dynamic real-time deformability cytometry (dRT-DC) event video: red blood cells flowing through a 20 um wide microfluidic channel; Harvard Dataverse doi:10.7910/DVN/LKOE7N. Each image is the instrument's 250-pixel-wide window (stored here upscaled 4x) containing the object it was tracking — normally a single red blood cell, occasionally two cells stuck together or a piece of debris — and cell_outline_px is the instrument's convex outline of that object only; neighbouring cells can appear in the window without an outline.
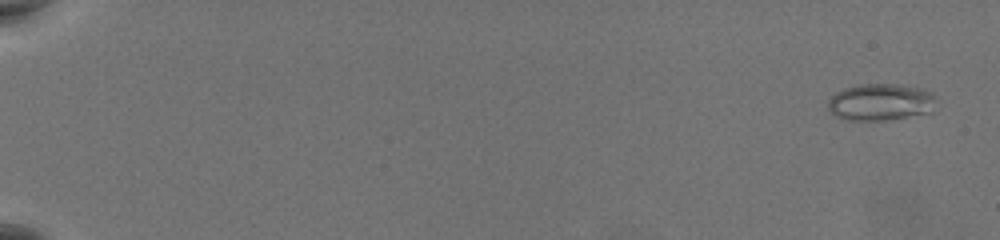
{"species": "common noctule bat (a hibernating species)", "species_latin": "Nyctalus noctula", "temperature_condition": "warm", "stored_images_in_passage": 33, "camera_frame_rate_fps": 3000, "um_per_image_px": 0.085, "animal": {"sex": "female", "body_mass_g": 19.5, "forearm_length_mm": 54.1}, "frame": {"image": 1, "passage_image": 1, "time_ms": 0.0, "image_size_px": [1000, 240], "cell_outline_px": [[936, 96], [932, 112], [884, 120], [848, 120], [836, 116], [828, 108], [828, 100], [836, 92], [844, 88], [860, 84], [900, 84], [920, 88], [932, 92]], "centroid_in_image_um": [74.86, 8.67], "position_along_channel_um": 10.1, "area_um2": 23.24}}
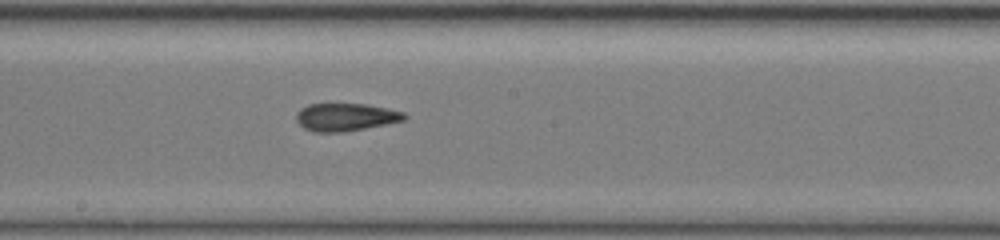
{"frame": {"image": 2, "passage_image": 17, "time_ms": 5.333, "image_size_px": [1000, 240], "cell_outline_px": [[408, 116], [404, 120], [364, 128], [340, 132], [312, 132], [304, 128], [296, 120], [296, 112], [300, 108], [308, 104], [368, 104], [388, 108], [404, 112]], "centroid_in_image_um": [29.36, 9.94], "position_along_channel_um": 218.8, "area_um2": 17.46}}
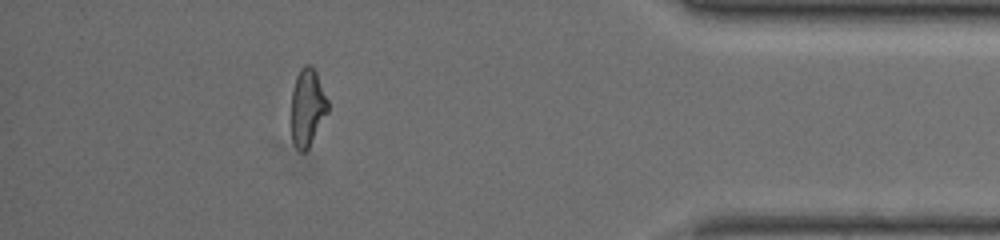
{"frame": {"image": 3, "passage_image": 28, "time_ms": 9.0, "image_size_px": [1000, 240], "cell_outline_px": [[328, 112], [308, 148], [304, 152], [300, 152], [296, 148], [292, 140], [292, 92], [296, 76], [300, 68], [304, 64], [312, 64], [316, 72], [328, 100]], "centroid_in_image_um": [26.13, 9.1], "position_along_channel_um": 409.1, "area_um2": 16.47}}